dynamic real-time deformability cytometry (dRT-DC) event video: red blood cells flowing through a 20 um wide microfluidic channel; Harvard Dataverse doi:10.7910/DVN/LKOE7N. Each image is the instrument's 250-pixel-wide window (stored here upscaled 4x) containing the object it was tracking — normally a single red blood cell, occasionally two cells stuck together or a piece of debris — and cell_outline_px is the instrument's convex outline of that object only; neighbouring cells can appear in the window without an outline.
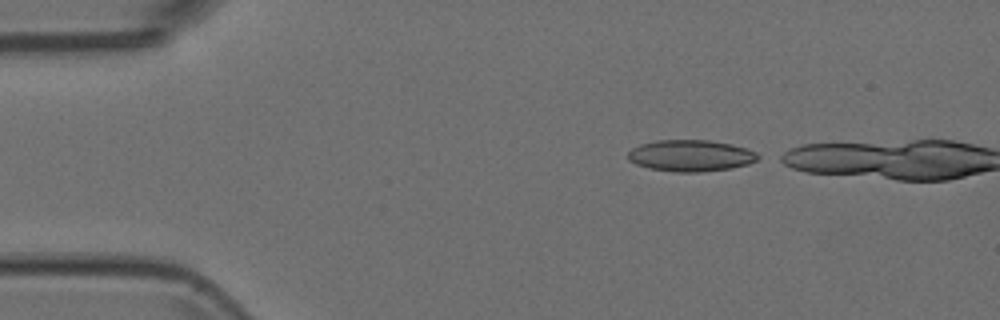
{"species": "Egyptian fruit bat (a non-hibernating species)", "species_latin": "Rousettus aegyptiacus", "temperature_condition": "room temperature", "stored_images_in_passage": 2, "camera_frame_rate_fps": 3000, "um_per_image_px": 0.085, "animal": {"sex": "female"}, "frame": {"image": 1, "passage_image": 1, "time_ms": 0.0, "image_size_px": [1000, 320], "cell_outline_px": [[764, 156], [748, 164], [732, 168], [700, 172], [676, 172], [648, 168], [636, 164], [628, 160], [628, 152], [632, 148], [640, 144], [656, 140], [708, 140], [732, 144], [748, 148]], "centroid_in_image_um": [58.74, 13.23], "position_along_channel_um": 26.3, "area_um2": 24.1}}